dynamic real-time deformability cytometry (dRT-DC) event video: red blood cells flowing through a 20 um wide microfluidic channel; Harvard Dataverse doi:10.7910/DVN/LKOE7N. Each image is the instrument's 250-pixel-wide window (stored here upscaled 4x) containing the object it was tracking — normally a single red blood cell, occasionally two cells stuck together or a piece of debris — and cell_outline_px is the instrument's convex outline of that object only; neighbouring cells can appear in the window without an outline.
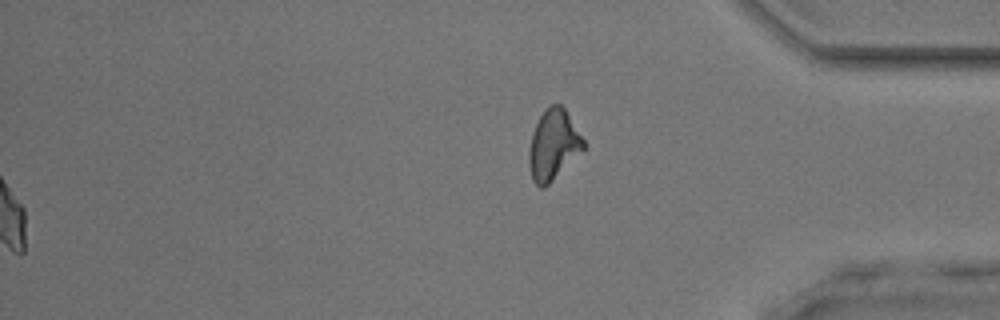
{"species": "common noctule bat (a hibernating species)", "species_latin": "Nyctalus noctula", "temperature_condition": "room temperature", "stored_images_in_passage": 53, "segment_of_instrument_passage": [2, 2], "camera_frame_rate_fps": 3000, "um_per_image_px": 0.085, "animal": {"sex": "male", "body_mass_g": 17.9, "forearm_length_mm": 54.2}, "frame": {"image": 1, "passage_image": 53, "time_ms": 17.333, "image_size_px": [1000, 320], "cell_outline_px": [[584, 148], [544, 188], [540, 188], [532, 180], [528, 160], [528, 152], [532, 132], [540, 116], [548, 104], [560, 104], [564, 108], [584, 140]], "centroid_in_image_um": [46.99, 12.3], "position_along_channel_um": 388.2, "area_um2": 21.91}}